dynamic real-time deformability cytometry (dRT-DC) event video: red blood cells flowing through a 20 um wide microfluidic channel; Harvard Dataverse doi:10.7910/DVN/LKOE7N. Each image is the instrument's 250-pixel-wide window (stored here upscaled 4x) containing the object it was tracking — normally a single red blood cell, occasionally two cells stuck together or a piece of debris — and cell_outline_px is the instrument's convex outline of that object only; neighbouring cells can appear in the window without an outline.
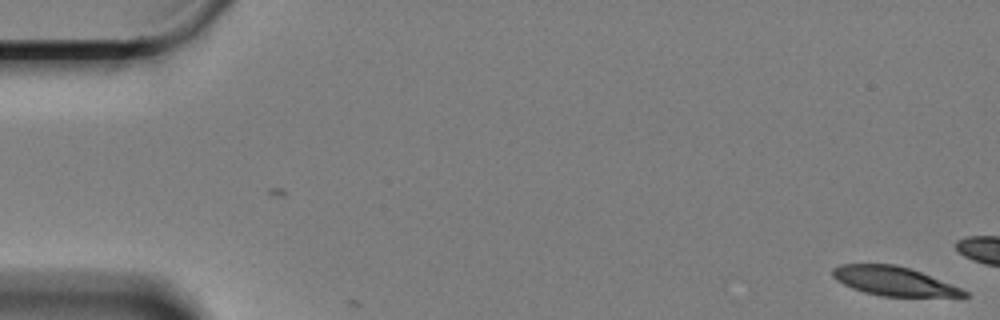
{"species": "Egyptian fruit bat (a non-hibernating species)", "species_latin": "Rousettus aegyptiacus", "temperature_condition": "cold", "stored_images_in_passage": 2, "camera_frame_rate_fps": 3000, "um_per_image_px": 0.085, "animal": {"sex": "female"}, "frame": {"image": 1, "passage_image": 2, "time_ms": 0.333, "image_size_px": [1000, 320], "cell_outline_px": [[968, 296], [964, 300], [880, 296], [864, 292], [852, 288], [836, 280], [832, 276], [832, 268], [840, 264], [896, 264], [920, 272], [960, 288], [968, 292]], "centroid_in_image_um": [76.11, 23.96], "position_along_channel_um": 8.9, "area_um2": 23.12}}